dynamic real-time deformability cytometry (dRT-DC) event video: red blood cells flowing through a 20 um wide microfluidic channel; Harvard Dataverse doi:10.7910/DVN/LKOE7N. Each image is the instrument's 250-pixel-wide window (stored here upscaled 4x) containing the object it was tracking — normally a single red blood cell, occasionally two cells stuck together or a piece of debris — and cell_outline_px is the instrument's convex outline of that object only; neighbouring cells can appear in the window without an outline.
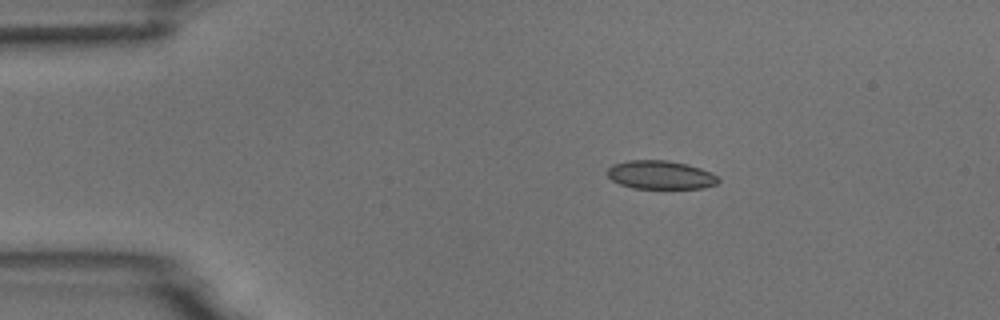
{"species": "common noctule bat (a hibernating species)", "species_latin": "Nyctalus noctula", "temperature_condition": "room temperature", "stored_images_in_passage": 3, "segment_of_instrument_passage": [1, 2], "camera_frame_rate_fps": 3000, "um_per_image_px": 0.085, "animal": {"sex": "male", "body_mass_g": 18.8}, "frame": {"image": 1, "passage_image": 1, "time_ms": 0.0, "image_size_px": [1000, 320], "cell_outline_px": [[720, 180], [716, 184], [704, 188], [632, 188], [620, 184], [612, 180], [608, 176], [608, 168], [612, 164], [628, 160], [668, 160], [688, 164], [712, 172]], "centroid_in_image_um": [56.14, 14.86], "position_along_channel_um": 28.9, "area_um2": 18.5}}